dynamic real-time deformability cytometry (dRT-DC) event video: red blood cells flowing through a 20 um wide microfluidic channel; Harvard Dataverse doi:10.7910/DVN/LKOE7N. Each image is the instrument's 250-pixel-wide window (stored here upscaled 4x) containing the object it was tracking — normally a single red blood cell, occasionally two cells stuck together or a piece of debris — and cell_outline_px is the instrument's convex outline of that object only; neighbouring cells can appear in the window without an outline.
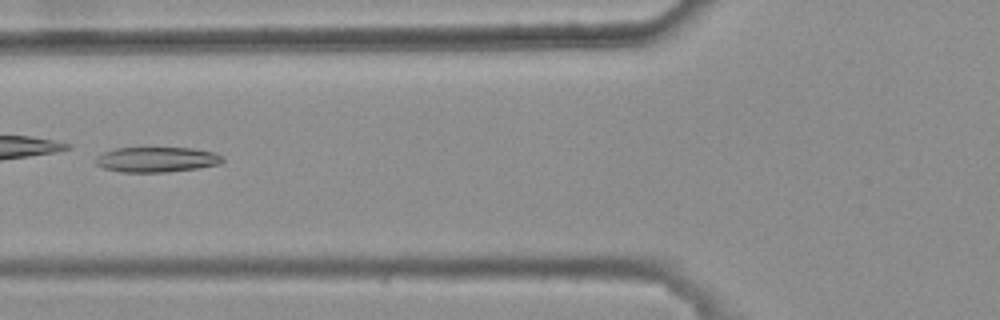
{"species": "common noctule bat (a hibernating species)", "species_latin": "Nyctalus noctula", "temperature_condition": "warm", "stored_images_in_passage": 9, "camera_frame_rate_fps": 3000, "um_per_image_px": 0.085, "animal": {"sex": "female", "body_mass_g": 25.1}, "frame": {"image": 1, "passage_image": 6, "time_ms": 1.667, "image_size_px": [1000, 320], "cell_outline_px": [[224, 160], [220, 164], [200, 168], [168, 172], [120, 172], [104, 168], [96, 164], [92, 160], [96, 156], [104, 152], [116, 148], [192, 148], [212, 152], [224, 156]], "centroid_in_image_um": [13.31, 13.57], "position_along_channel_um": 112.5, "area_um2": 18.79}}
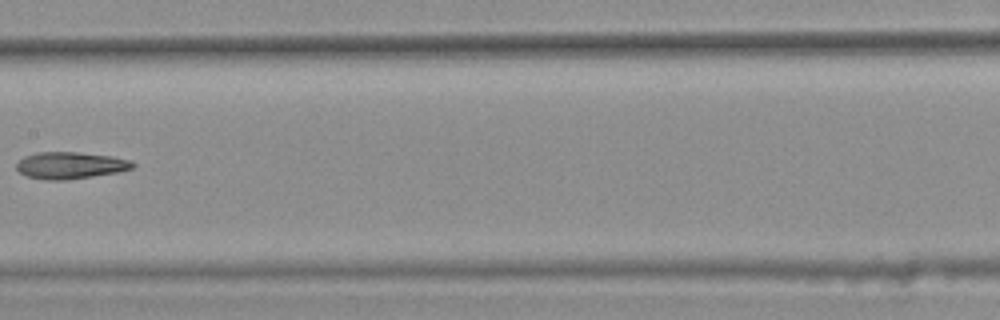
{"frame": {"image": 2, "passage_image": 8, "time_ms": 2.333, "image_size_px": [1000, 320], "cell_outline_px": [[136, 164], [132, 168], [116, 172], [92, 176], [64, 180], [44, 180], [24, 176], [16, 168], [16, 164], [24, 156], [36, 152], [76, 152], [112, 156], [132, 160]], "centroid_in_image_um": [5.95, 14.05], "position_along_channel_um": 201.4, "area_um2": 18.21}}
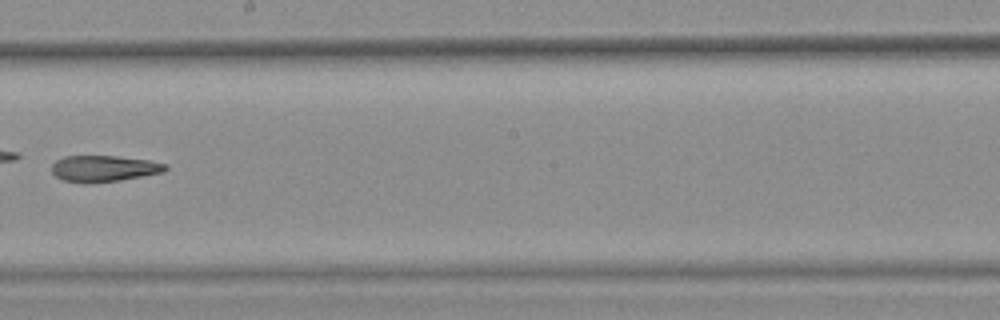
{"frame": {"image": 3, "passage_image": 9, "time_ms": 2.667, "image_size_px": [1000, 320], "cell_outline_px": [[168, 168], [164, 172], [120, 180], [88, 184], [84, 184], [64, 180], [56, 176], [52, 172], [52, 164], [56, 160], [64, 156], [116, 156], [148, 160], [164, 164]], "centroid_in_image_um": [8.79, 14.33], "position_along_channel_um": 239.4, "area_um2": 17.4}}